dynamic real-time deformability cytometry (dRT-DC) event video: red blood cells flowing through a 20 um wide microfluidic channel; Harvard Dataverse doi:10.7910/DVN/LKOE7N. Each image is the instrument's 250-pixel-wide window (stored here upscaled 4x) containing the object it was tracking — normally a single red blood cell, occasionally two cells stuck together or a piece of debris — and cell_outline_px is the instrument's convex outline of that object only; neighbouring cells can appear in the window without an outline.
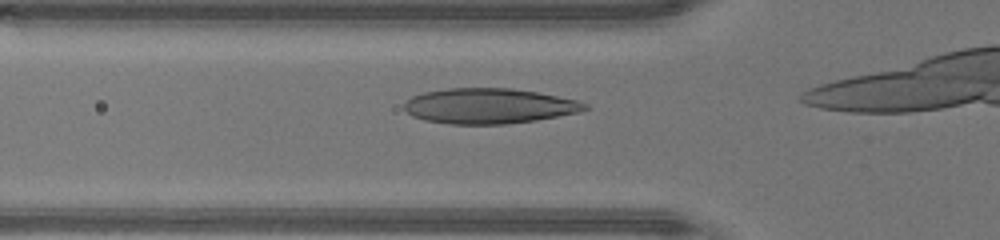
{"species": "human", "species_latin": "Homo sapiens", "temperature_condition": "warm", "stored_images_in_passage": 14, "camera_frame_rate_fps": 3000, "um_per_image_px": 0.085, "donor": {"sex": "male"}, "frame": {"image": 1, "passage_image": 7, "time_ms": 2.0, "image_size_px": [1000, 240], "cell_outline_px": [[588, 108], [580, 112], [536, 120], [504, 124], [448, 124], [424, 120], [412, 116], [404, 108], [404, 104], [412, 96], [424, 92], [448, 88], [512, 88], [536, 92], [576, 100], [588, 104]], "centroid_in_image_um": [41.55, 9.01], "position_along_channel_um": 84.2, "area_um2": 37.05}}
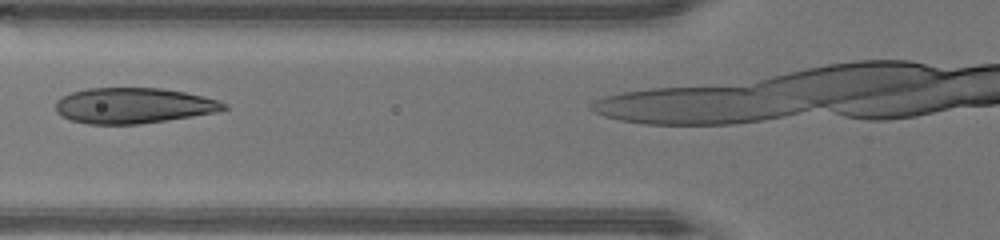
{"frame": {"image": 2, "passage_image": 9, "time_ms": 2.667, "image_size_px": [1000, 240], "cell_outline_px": [[228, 108], [216, 112], [192, 116], [140, 124], [88, 124], [68, 120], [60, 116], [56, 112], [56, 100], [72, 92], [88, 88], [160, 88], [184, 92], [204, 96], [220, 100], [228, 104]], "centroid_in_image_um": [11.34, 8.98], "position_along_channel_um": 114.5, "area_um2": 35.03}}
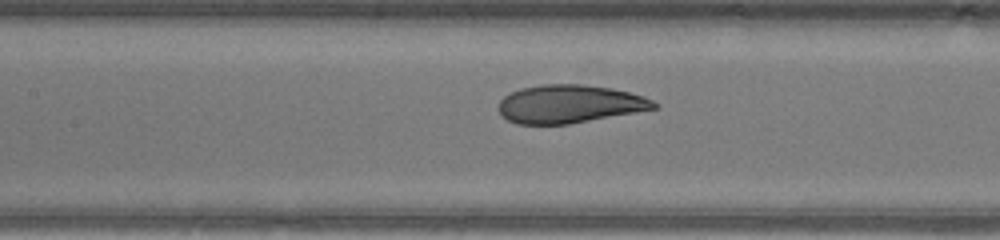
{"frame": {"image": 3, "passage_image": 12, "time_ms": 3.667, "image_size_px": [1000, 240], "cell_outline_px": [[656, 108], [636, 112], [568, 124], [516, 124], [500, 116], [496, 108], [500, 100], [504, 96], [520, 88], [540, 84], [580, 84], [612, 88], [644, 96], [652, 100], [656, 104]], "centroid_in_image_um": [48.33, 8.84], "position_along_channel_um": 159.1, "area_um2": 34.62}}